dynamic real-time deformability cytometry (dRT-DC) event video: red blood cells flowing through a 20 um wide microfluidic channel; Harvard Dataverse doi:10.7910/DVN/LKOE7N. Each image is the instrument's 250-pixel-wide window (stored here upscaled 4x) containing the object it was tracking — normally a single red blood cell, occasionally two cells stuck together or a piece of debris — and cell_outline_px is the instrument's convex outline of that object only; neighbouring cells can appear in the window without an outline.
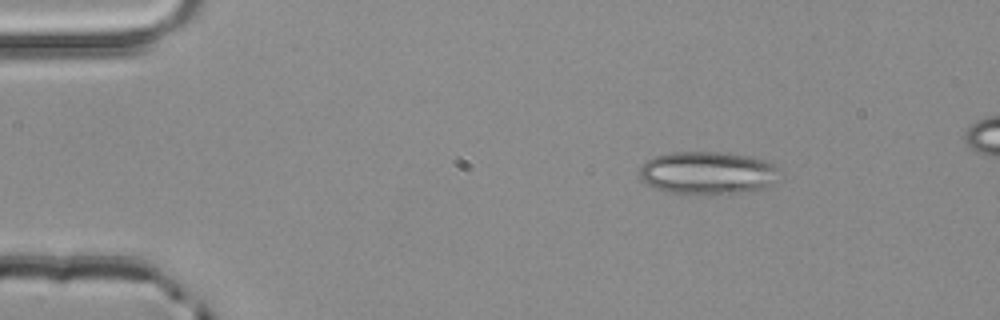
{"species": "common noctule bat (a hibernating species)", "species_latin": "Nyctalus noctula", "temperature_condition": "room temperature", "stored_images_in_passage": 4, "camera_frame_rate_fps": 3000, "um_per_image_px": 0.085, "animal": {"sex": "male", "body_mass_g": 20.4}, "frame": {"image": 1, "passage_image": 1, "time_ms": 0.0, "image_size_px": [1000, 320], "cell_outline_px": [[780, 168], [772, 184], [764, 188], [748, 192], [668, 192], [656, 188], [648, 184], [640, 176], [640, 168], [648, 160], [656, 156], [668, 152], [724, 152], [752, 156], [764, 160]], "centroid_in_image_um": [60.18, 14.66], "position_along_channel_um": 24.8, "area_um2": 34.22}}